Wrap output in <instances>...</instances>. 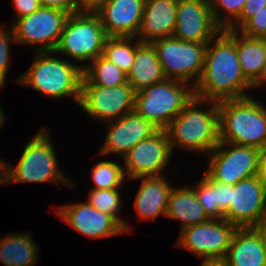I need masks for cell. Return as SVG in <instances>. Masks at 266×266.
<instances>
[{"label":"cell","mask_w":266,"mask_h":266,"mask_svg":"<svg viewBox=\"0 0 266 266\" xmlns=\"http://www.w3.org/2000/svg\"><path fill=\"white\" fill-rule=\"evenodd\" d=\"M236 48V30H221L207 43L204 69L195 85L196 97L221 102L251 96ZM250 94V95H249Z\"/></svg>","instance_id":"6da1fadb"},{"label":"cell","mask_w":266,"mask_h":266,"mask_svg":"<svg viewBox=\"0 0 266 266\" xmlns=\"http://www.w3.org/2000/svg\"><path fill=\"white\" fill-rule=\"evenodd\" d=\"M164 130L172 152L209 154L220 142L218 102L195 97Z\"/></svg>","instance_id":"7a4b0ae2"},{"label":"cell","mask_w":266,"mask_h":266,"mask_svg":"<svg viewBox=\"0 0 266 266\" xmlns=\"http://www.w3.org/2000/svg\"><path fill=\"white\" fill-rule=\"evenodd\" d=\"M33 53L32 64L17 76L14 83L29 87L53 100L69 97L75 105H79L83 69L54 51Z\"/></svg>","instance_id":"3957f363"},{"label":"cell","mask_w":266,"mask_h":266,"mask_svg":"<svg viewBox=\"0 0 266 266\" xmlns=\"http://www.w3.org/2000/svg\"><path fill=\"white\" fill-rule=\"evenodd\" d=\"M48 127L43 126L26 143L18 163L6 162L5 184L15 183H52L58 188H75V182L64 174L59 165L53 138ZM61 168V169H60Z\"/></svg>","instance_id":"277c9868"},{"label":"cell","mask_w":266,"mask_h":266,"mask_svg":"<svg viewBox=\"0 0 266 266\" xmlns=\"http://www.w3.org/2000/svg\"><path fill=\"white\" fill-rule=\"evenodd\" d=\"M220 141L266 147V105L256 97L218 102Z\"/></svg>","instance_id":"5b68a950"},{"label":"cell","mask_w":266,"mask_h":266,"mask_svg":"<svg viewBox=\"0 0 266 266\" xmlns=\"http://www.w3.org/2000/svg\"><path fill=\"white\" fill-rule=\"evenodd\" d=\"M195 97L193 84L166 78L136 92L134 111L157 128L165 129Z\"/></svg>","instance_id":"8992f818"},{"label":"cell","mask_w":266,"mask_h":266,"mask_svg":"<svg viewBox=\"0 0 266 266\" xmlns=\"http://www.w3.org/2000/svg\"><path fill=\"white\" fill-rule=\"evenodd\" d=\"M107 38L96 13L70 14L54 52L64 58L67 56L68 61L71 57V60L84 69L102 55Z\"/></svg>","instance_id":"52a82bcc"},{"label":"cell","mask_w":266,"mask_h":266,"mask_svg":"<svg viewBox=\"0 0 266 266\" xmlns=\"http://www.w3.org/2000/svg\"><path fill=\"white\" fill-rule=\"evenodd\" d=\"M152 44L166 78L194 86L198 83L204 69L207 43L180 40L172 36Z\"/></svg>","instance_id":"ba28073f"},{"label":"cell","mask_w":266,"mask_h":266,"mask_svg":"<svg viewBox=\"0 0 266 266\" xmlns=\"http://www.w3.org/2000/svg\"><path fill=\"white\" fill-rule=\"evenodd\" d=\"M69 13L40 7L30 15L15 19L11 25L18 45L32 46L33 52L54 51Z\"/></svg>","instance_id":"9c48e42d"},{"label":"cell","mask_w":266,"mask_h":266,"mask_svg":"<svg viewBox=\"0 0 266 266\" xmlns=\"http://www.w3.org/2000/svg\"><path fill=\"white\" fill-rule=\"evenodd\" d=\"M259 148L219 142L208 154L206 172L218 182L235 185L258 175Z\"/></svg>","instance_id":"30bf717a"},{"label":"cell","mask_w":266,"mask_h":266,"mask_svg":"<svg viewBox=\"0 0 266 266\" xmlns=\"http://www.w3.org/2000/svg\"><path fill=\"white\" fill-rule=\"evenodd\" d=\"M136 91L127 82L114 87L81 84L78 107L93 120L104 124L134 111Z\"/></svg>","instance_id":"8fae6325"},{"label":"cell","mask_w":266,"mask_h":266,"mask_svg":"<svg viewBox=\"0 0 266 266\" xmlns=\"http://www.w3.org/2000/svg\"><path fill=\"white\" fill-rule=\"evenodd\" d=\"M236 229L225 219H210L183 229L175 245L188 250L200 260L224 259Z\"/></svg>","instance_id":"7c38bea8"},{"label":"cell","mask_w":266,"mask_h":266,"mask_svg":"<svg viewBox=\"0 0 266 266\" xmlns=\"http://www.w3.org/2000/svg\"><path fill=\"white\" fill-rule=\"evenodd\" d=\"M172 155L174 153L167 133L159 129L151 137L138 142L122 157L126 178L129 181L139 177L165 175Z\"/></svg>","instance_id":"4fadbf2b"},{"label":"cell","mask_w":266,"mask_h":266,"mask_svg":"<svg viewBox=\"0 0 266 266\" xmlns=\"http://www.w3.org/2000/svg\"><path fill=\"white\" fill-rule=\"evenodd\" d=\"M266 213V187L259 175L231 185V201L224 219L237 228L256 227Z\"/></svg>","instance_id":"5bb4252c"},{"label":"cell","mask_w":266,"mask_h":266,"mask_svg":"<svg viewBox=\"0 0 266 266\" xmlns=\"http://www.w3.org/2000/svg\"><path fill=\"white\" fill-rule=\"evenodd\" d=\"M107 131L97 156L116 155L120 160L136 144L151 137L159 128L135 111L124 114L117 120L106 122ZM119 155V156H118Z\"/></svg>","instance_id":"9a60e30c"},{"label":"cell","mask_w":266,"mask_h":266,"mask_svg":"<svg viewBox=\"0 0 266 266\" xmlns=\"http://www.w3.org/2000/svg\"><path fill=\"white\" fill-rule=\"evenodd\" d=\"M57 216L81 235L103 239L125 233L124 227L110 214H105L87 201L55 206Z\"/></svg>","instance_id":"2e32d148"},{"label":"cell","mask_w":266,"mask_h":266,"mask_svg":"<svg viewBox=\"0 0 266 266\" xmlns=\"http://www.w3.org/2000/svg\"><path fill=\"white\" fill-rule=\"evenodd\" d=\"M221 30L213 18L209 0H178L173 37L208 43Z\"/></svg>","instance_id":"e0dca14e"},{"label":"cell","mask_w":266,"mask_h":266,"mask_svg":"<svg viewBox=\"0 0 266 266\" xmlns=\"http://www.w3.org/2000/svg\"><path fill=\"white\" fill-rule=\"evenodd\" d=\"M145 0H107L96 12L108 37H137Z\"/></svg>","instance_id":"ac0fdd59"},{"label":"cell","mask_w":266,"mask_h":266,"mask_svg":"<svg viewBox=\"0 0 266 266\" xmlns=\"http://www.w3.org/2000/svg\"><path fill=\"white\" fill-rule=\"evenodd\" d=\"M165 175L139 177L130 181H141L134 201L138 220L156 221L161 215L165 217L169 196L174 187ZM172 184V185H171Z\"/></svg>","instance_id":"d6986e66"},{"label":"cell","mask_w":266,"mask_h":266,"mask_svg":"<svg viewBox=\"0 0 266 266\" xmlns=\"http://www.w3.org/2000/svg\"><path fill=\"white\" fill-rule=\"evenodd\" d=\"M178 0H145L143 19L137 38L142 43L173 36Z\"/></svg>","instance_id":"ffe728a7"},{"label":"cell","mask_w":266,"mask_h":266,"mask_svg":"<svg viewBox=\"0 0 266 266\" xmlns=\"http://www.w3.org/2000/svg\"><path fill=\"white\" fill-rule=\"evenodd\" d=\"M223 260L227 266H266V247L259 231L237 228Z\"/></svg>","instance_id":"44dd1931"},{"label":"cell","mask_w":266,"mask_h":266,"mask_svg":"<svg viewBox=\"0 0 266 266\" xmlns=\"http://www.w3.org/2000/svg\"><path fill=\"white\" fill-rule=\"evenodd\" d=\"M165 217L179 221L180 232L187 227L210 220L204 207L198 201L192 185L185 186V184L172 188Z\"/></svg>","instance_id":"7402d4cb"},{"label":"cell","mask_w":266,"mask_h":266,"mask_svg":"<svg viewBox=\"0 0 266 266\" xmlns=\"http://www.w3.org/2000/svg\"><path fill=\"white\" fill-rule=\"evenodd\" d=\"M127 79L136 92L166 79L153 44L141 43L137 47Z\"/></svg>","instance_id":"603a6c76"},{"label":"cell","mask_w":266,"mask_h":266,"mask_svg":"<svg viewBox=\"0 0 266 266\" xmlns=\"http://www.w3.org/2000/svg\"><path fill=\"white\" fill-rule=\"evenodd\" d=\"M29 232L8 233L0 238V262L3 266H35L41 257Z\"/></svg>","instance_id":"cb8c5ba5"},{"label":"cell","mask_w":266,"mask_h":266,"mask_svg":"<svg viewBox=\"0 0 266 266\" xmlns=\"http://www.w3.org/2000/svg\"><path fill=\"white\" fill-rule=\"evenodd\" d=\"M236 48L245 78L254 89L262 87V69L266 60V38L246 37L236 30Z\"/></svg>","instance_id":"d4e9b609"},{"label":"cell","mask_w":266,"mask_h":266,"mask_svg":"<svg viewBox=\"0 0 266 266\" xmlns=\"http://www.w3.org/2000/svg\"><path fill=\"white\" fill-rule=\"evenodd\" d=\"M127 82V74H125L116 64L110 62L102 55L87 64L83 69L82 84L114 87Z\"/></svg>","instance_id":"484cf974"},{"label":"cell","mask_w":266,"mask_h":266,"mask_svg":"<svg viewBox=\"0 0 266 266\" xmlns=\"http://www.w3.org/2000/svg\"><path fill=\"white\" fill-rule=\"evenodd\" d=\"M141 43L137 37H108L102 56L128 74L133 65L135 50Z\"/></svg>","instance_id":"4316f807"},{"label":"cell","mask_w":266,"mask_h":266,"mask_svg":"<svg viewBox=\"0 0 266 266\" xmlns=\"http://www.w3.org/2000/svg\"><path fill=\"white\" fill-rule=\"evenodd\" d=\"M119 190L121 191V188H113L109 190L89 189L87 195L88 199L86 200L95 209L105 214L112 215L124 227V231L127 234L131 232L132 225H130L128 219L124 220L123 217L121 218L120 214L122 213V203L124 201Z\"/></svg>","instance_id":"83f0119b"},{"label":"cell","mask_w":266,"mask_h":266,"mask_svg":"<svg viewBox=\"0 0 266 266\" xmlns=\"http://www.w3.org/2000/svg\"><path fill=\"white\" fill-rule=\"evenodd\" d=\"M91 178L94 182L91 189L109 190L113 188H121L125 180H128L125 175L123 164L113 160H102L91 169Z\"/></svg>","instance_id":"f1b7e54d"},{"label":"cell","mask_w":266,"mask_h":266,"mask_svg":"<svg viewBox=\"0 0 266 266\" xmlns=\"http://www.w3.org/2000/svg\"><path fill=\"white\" fill-rule=\"evenodd\" d=\"M213 18L222 29H228L241 15L246 0H209Z\"/></svg>","instance_id":"f546056e"},{"label":"cell","mask_w":266,"mask_h":266,"mask_svg":"<svg viewBox=\"0 0 266 266\" xmlns=\"http://www.w3.org/2000/svg\"><path fill=\"white\" fill-rule=\"evenodd\" d=\"M192 187L208 217L210 219L223 220L224 214L218 208L216 185L204 174L197 184H193Z\"/></svg>","instance_id":"4dcf8cb0"},{"label":"cell","mask_w":266,"mask_h":266,"mask_svg":"<svg viewBox=\"0 0 266 266\" xmlns=\"http://www.w3.org/2000/svg\"><path fill=\"white\" fill-rule=\"evenodd\" d=\"M0 27V84H6L7 74L9 72L10 61H11V46L16 44L12 27Z\"/></svg>","instance_id":"1f68e13d"},{"label":"cell","mask_w":266,"mask_h":266,"mask_svg":"<svg viewBox=\"0 0 266 266\" xmlns=\"http://www.w3.org/2000/svg\"><path fill=\"white\" fill-rule=\"evenodd\" d=\"M237 31L246 37L266 38V7L256 12Z\"/></svg>","instance_id":"d6a6232c"},{"label":"cell","mask_w":266,"mask_h":266,"mask_svg":"<svg viewBox=\"0 0 266 266\" xmlns=\"http://www.w3.org/2000/svg\"><path fill=\"white\" fill-rule=\"evenodd\" d=\"M264 7H266V0H246L241 15L228 29L238 30L249 18Z\"/></svg>","instance_id":"836d02e7"},{"label":"cell","mask_w":266,"mask_h":266,"mask_svg":"<svg viewBox=\"0 0 266 266\" xmlns=\"http://www.w3.org/2000/svg\"><path fill=\"white\" fill-rule=\"evenodd\" d=\"M204 174L216 185L218 208L225 214L228 211L231 201V185L215 181L206 171H204Z\"/></svg>","instance_id":"e575fe53"},{"label":"cell","mask_w":266,"mask_h":266,"mask_svg":"<svg viewBox=\"0 0 266 266\" xmlns=\"http://www.w3.org/2000/svg\"><path fill=\"white\" fill-rule=\"evenodd\" d=\"M16 11L13 20L30 15L38 10L41 5L39 0H11Z\"/></svg>","instance_id":"d590c367"},{"label":"cell","mask_w":266,"mask_h":266,"mask_svg":"<svg viewBox=\"0 0 266 266\" xmlns=\"http://www.w3.org/2000/svg\"><path fill=\"white\" fill-rule=\"evenodd\" d=\"M41 7L65 11L69 14L76 13L75 0H39Z\"/></svg>","instance_id":"8d00e7d4"},{"label":"cell","mask_w":266,"mask_h":266,"mask_svg":"<svg viewBox=\"0 0 266 266\" xmlns=\"http://www.w3.org/2000/svg\"><path fill=\"white\" fill-rule=\"evenodd\" d=\"M76 13H96L107 0H75Z\"/></svg>","instance_id":"74e56055"},{"label":"cell","mask_w":266,"mask_h":266,"mask_svg":"<svg viewBox=\"0 0 266 266\" xmlns=\"http://www.w3.org/2000/svg\"><path fill=\"white\" fill-rule=\"evenodd\" d=\"M258 175L266 187V147L259 149Z\"/></svg>","instance_id":"f35d334b"},{"label":"cell","mask_w":266,"mask_h":266,"mask_svg":"<svg viewBox=\"0 0 266 266\" xmlns=\"http://www.w3.org/2000/svg\"><path fill=\"white\" fill-rule=\"evenodd\" d=\"M255 228L259 231L266 247V213L261 219L260 223Z\"/></svg>","instance_id":"ab89813d"},{"label":"cell","mask_w":266,"mask_h":266,"mask_svg":"<svg viewBox=\"0 0 266 266\" xmlns=\"http://www.w3.org/2000/svg\"><path fill=\"white\" fill-rule=\"evenodd\" d=\"M201 265L199 266H227L223 259H206L201 260Z\"/></svg>","instance_id":"60d3db41"},{"label":"cell","mask_w":266,"mask_h":266,"mask_svg":"<svg viewBox=\"0 0 266 266\" xmlns=\"http://www.w3.org/2000/svg\"><path fill=\"white\" fill-rule=\"evenodd\" d=\"M6 160L0 156V186L5 184L6 179Z\"/></svg>","instance_id":"b9f144b4"},{"label":"cell","mask_w":266,"mask_h":266,"mask_svg":"<svg viewBox=\"0 0 266 266\" xmlns=\"http://www.w3.org/2000/svg\"><path fill=\"white\" fill-rule=\"evenodd\" d=\"M4 86H6V85L5 84H0V89L4 88ZM3 112H5V111L3 110L2 105L0 104V131H1V129L3 128L4 124L7 121L6 120L7 119L6 114L3 113Z\"/></svg>","instance_id":"7bdbcfd3"},{"label":"cell","mask_w":266,"mask_h":266,"mask_svg":"<svg viewBox=\"0 0 266 266\" xmlns=\"http://www.w3.org/2000/svg\"><path fill=\"white\" fill-rule=\"evenodd\" d=\"M266 60L264 62V65H263V69H262V87H266Z\"/></svg>","instance_id":"ee69618b"}]
</instances>
